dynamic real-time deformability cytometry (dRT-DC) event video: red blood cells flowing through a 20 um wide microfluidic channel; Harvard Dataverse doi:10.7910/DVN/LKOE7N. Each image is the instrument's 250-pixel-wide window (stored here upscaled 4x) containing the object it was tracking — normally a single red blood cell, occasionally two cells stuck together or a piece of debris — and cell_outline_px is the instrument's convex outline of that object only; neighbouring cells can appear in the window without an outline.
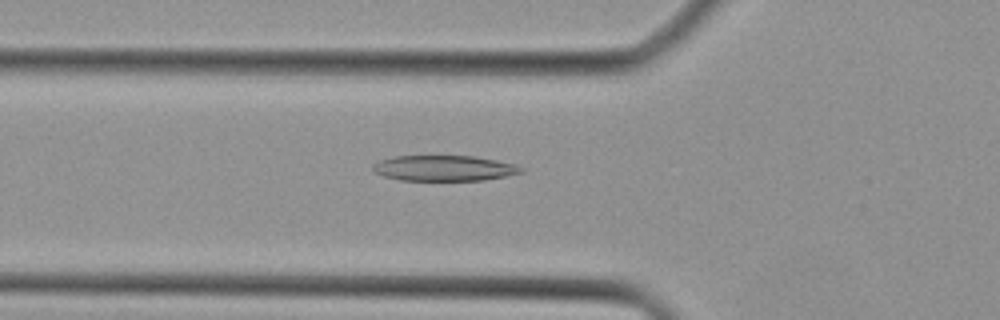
{"species": "Egyptian fruit bat (a non-hibernating species)", "species_latin": "Rousettus aegyptiacus", "temperature_condition": "cold", "stored_images_in_passage": 27, "camera_frame_rate_fps": 3000, "um_per_image_px": 0.085, "animal": {"sex": "female"}, "frame": {"image": 1, "passage_image": 3, "time_ms": 0.667, "image_size_px": [1000, 320], "cell_outline_px": [[524, 172], [484, 180], [400, 180], [384, 176], [376, 172], [372, 168], [372, 164], [380, 160], [396, 156], [472, 156], [496, 160], [516, 164], [524, 168]], "centroid_in_image_um": [37.77, 14.29], "position_along_channel_um": 88.0, "area_um2": 21.96}}
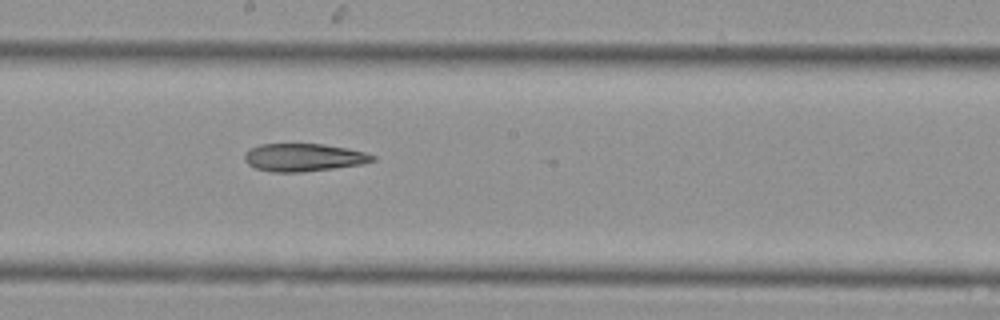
{"frame": {"image": 2, "passage_image": 11, "time_ms": 3.333, "image_size_px": [1000, 320], "cell_outline_px": [[376, 160], [364, 164], [300, 172], [272, 172], [256, 168], [248, 164], [244, 160], [244, 152], [260, 144], [324, 144], [348, 148], [364, 152], [376, 156]], "centroid_in_image_um": [25.82, 13.38], "position_along_channel_um": 222.4, "area_um2": 20.75}}
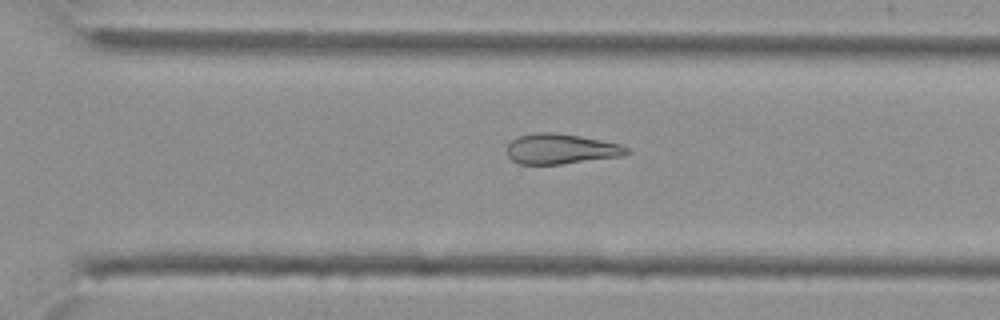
{"frame": {"image": 3, "passage_image": 17, "time_ms": 5.333, "image_size_px": [1000, 320], "cell_outline_px": [[632, 152], [620, 156], [560, 164], [520, 164], [512, 160], [508, 156], [508, 144], [512, 140], [520, 136], [532, 132], [552, 132], [580, 136], [620, 144], [628, 148]], "centroid_in_image_um": [47.67, 12.65], "position_along_channel_um": 322.9, "area_um2": 20.92}}